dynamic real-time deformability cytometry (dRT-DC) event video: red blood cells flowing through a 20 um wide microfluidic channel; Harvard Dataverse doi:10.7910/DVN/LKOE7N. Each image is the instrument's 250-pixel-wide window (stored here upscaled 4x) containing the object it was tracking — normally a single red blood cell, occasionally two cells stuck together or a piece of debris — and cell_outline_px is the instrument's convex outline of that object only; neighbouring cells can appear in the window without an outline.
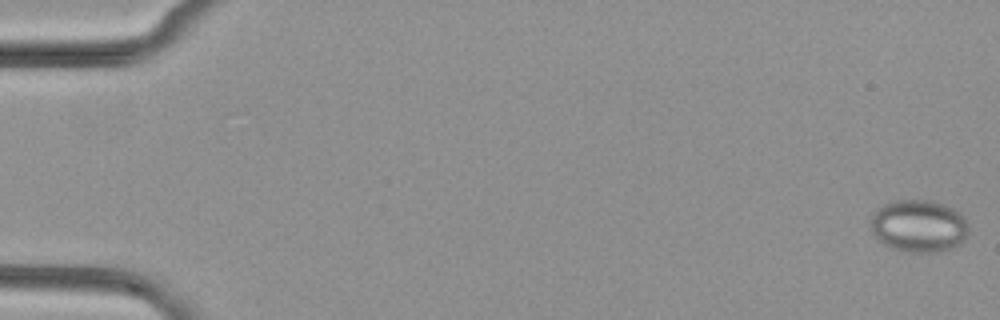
{"species": "common noctule bat (a hibernating species)", "species_latin": "Nyctalus noctula", "temperature_condition": "cold", "stored_images_in_passage": 13, "camera_frame_rate_fps": 3000, "um_per_image_px": 0.085, "animal": {"sex": "female", "body_mass_g": 29.2, "forearm_length_mm": 56.3}, "frame": {"image": 1, "passage_image": 1, "time_ms": 0.0, "image_size_px": [1000, 320], "cell_outline_px": [[968, 236], [960, 244], [952, 248], [940, 252], [908, 252], [892, 248], [884, 244], [872, 232], [872, 216], [876, 208], [884, 204], [896, 200], [932, 200], [944, 204], [960, 212], [968, 224]], "centroid_in_image_um": [78.13, 19.21], "position_along_channel_um": 6.9, "area_um2": 30.06}}